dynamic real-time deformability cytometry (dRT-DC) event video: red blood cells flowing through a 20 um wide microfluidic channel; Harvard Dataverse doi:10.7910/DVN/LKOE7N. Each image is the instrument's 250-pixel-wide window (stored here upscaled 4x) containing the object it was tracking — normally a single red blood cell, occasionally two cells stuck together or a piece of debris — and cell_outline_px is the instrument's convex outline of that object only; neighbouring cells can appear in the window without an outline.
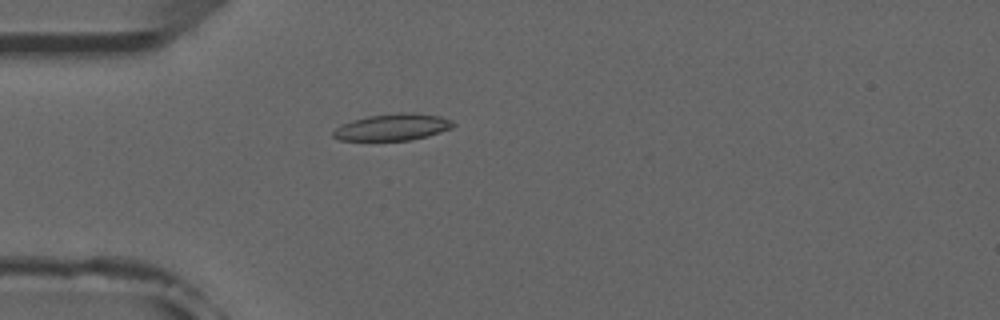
{"species": "common noctule bat (a hibernating species)", "species_latin": "Nyctalus noctula", "temperature_condition": "room temperature", "stored_images_in_passage": 49, "camera_frame_rate_fps": 3000, "um_per_image_px": 0.085, "animal": {"sex": "male", "forearm_length_mm": 52.5}, "frame": {"image": 1, "passage_image": 15, "time_ms": 4.667, "image_size_px": [1000, 320], "cell_outline_px": [[456, 124], [452, 128], [428, 136], [412, 140], [340, 140], [332, 136], [332, 132], [340, 124], [352, 120], [368, 116], [400, 112], [412, 112], [440, 116], [452, 120]], "centroid_in_image_um": [33.39, 10.8], "position_along_channel_um": 51.6, "area_um2": 18.79}}
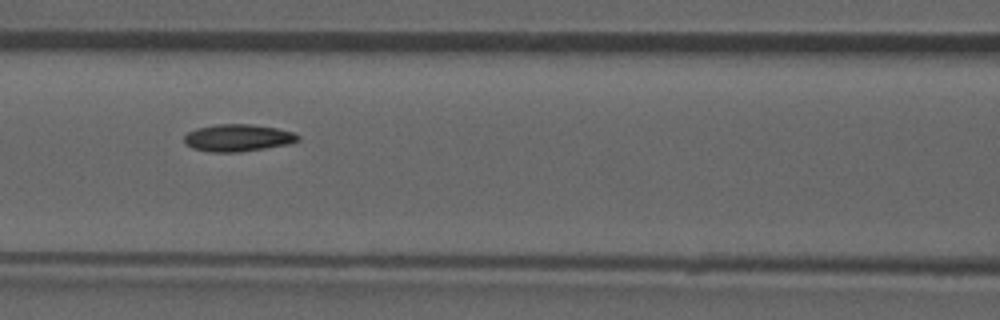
{"frame": {"image": 2, "passage_image": 23, "time_ms": 7.333, "image_size_px": [1000, 320], "cell_outline_px": [[300, 140], [288, 144], [240, 152], [208, 152], [192, 148], [184, 144], [184, 136], [188, 132], [196, 128], [216, 124], [252, 124], [276, 128], [292, 132], [300, 136]], "centroid_in_image_um": [20.18, 11.72], "position_along_channel_um": 146.4, "area_um2": 18.09}}
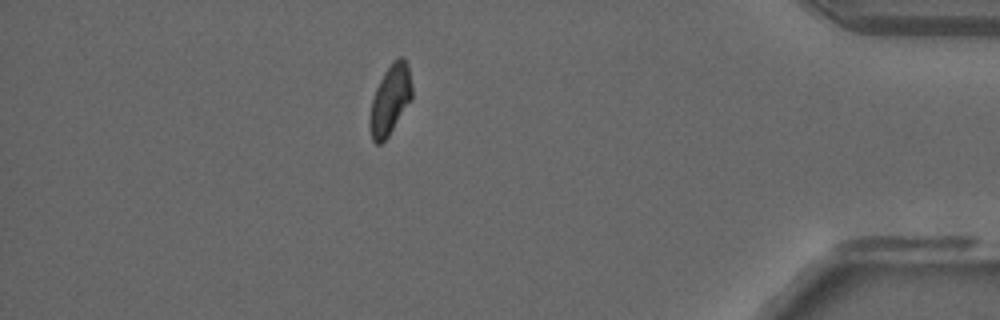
{"frame": {"image": 3, "passage_image": 46, "time_ms": 15.0, "image_size_px": [1000, 320], "cell_outline_px": [[412, 100], [388, 136], [380, 144], [376, 144], [372, 140], [368, 124], [368, 120], [372, 100], [376, 88], [384, 72], [392, 60], [396, 56], [404, 56], [408, 64], [412, 88]], "centroid_in_image_um": [33.16, 8.45], "position_along_channel_um": 402.0, "area_um2": 17.46}, "authors_computed_cell_mechanics": {"area_um2": 18.0336, "velocity_mm_per_s": 3.9057, "shape_relaxation_time_tau1_ms": null, "shape_relaxation_time_tau2_ms": 7.9633, "deformation_change_tau1": null, "deformation_change_tau2": 0.1247}}